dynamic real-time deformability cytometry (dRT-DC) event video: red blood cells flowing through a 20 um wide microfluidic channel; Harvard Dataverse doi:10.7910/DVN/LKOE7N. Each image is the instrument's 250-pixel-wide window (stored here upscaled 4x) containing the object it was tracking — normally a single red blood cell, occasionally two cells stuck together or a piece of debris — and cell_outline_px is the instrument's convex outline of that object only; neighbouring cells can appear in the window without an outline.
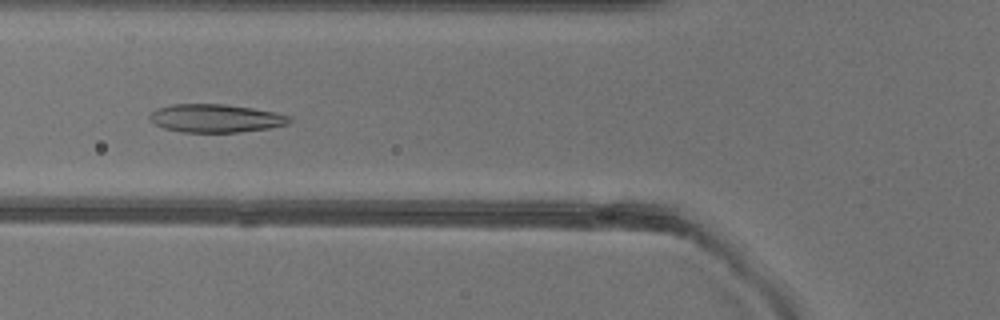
{"species": "common noctule bat (a hibernating species)", "species_latin": "Nyctalus noctula", "temperature_condition": "warm", "stored_images_in_passage": 29, "camera_frame_rate_fps": 3000, "um_per_image_px": 0.085, "animal": {"sex": "female"}, "frame": {"image": 1, "passage_image": 7, "time_ms": 2.0, "image_size_px": [1000, 320], "cell_outline_px": [[292, 120], [288, 124], [268, 128], [240, 132], [180, 132], [164, 128], [156, 124], [148, 116], [156, 108], [172, 104], [224, 104], [252, 108], [292, 116]], "centroid_in_image_um": [18.33, 10.05], "position_along_channel_um": 107.5, "area_um2": 22.89}}
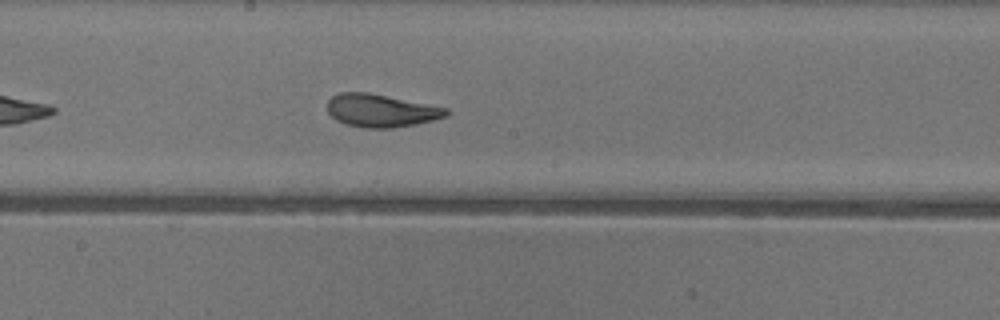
{"frame": {"image": 2, "passage_image": 15, "time_ms": 4.667, "image_size_px": [1000, 320], "cell_outline_px": [[448, 116], [416, 124], [392, 128], [364, 128], [344, 124], [336, 120], [328, 112], [328, 100], [332, 96], [340, 92], [368, 92], [448, 108]], "centroid_in_image_um": [32.37, 9.4], "position_along_channel_um": 215.8, "area_um2": 22.77}}
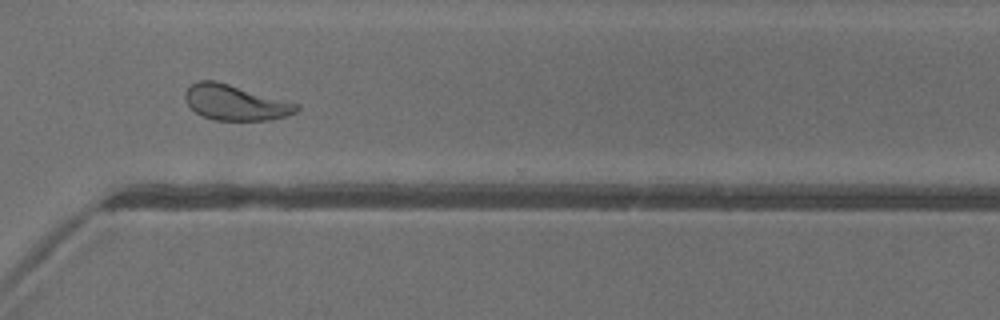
{"frame": {"image": 3, "passage_image": 25, "time_ms": 8.0, "image_size_px": [1000, 320], "cell_outline_px": [[300, 108], [296, 112], [284, 116], [268, 120], [216, 120], [204, 116], [196, 112], [184, 100], [184, 92], [192, 84], [200, 80], [216, 80], [300, 104]], "centroid_in_image_um": [20.0, 8.7], "position_along_channel_um": 350.6, "area_um2": 22.89}, "authors_computed_cell_mechanics": {"area_um2": 22.7732, "velocity_mm_per_s": 4.0568, "shape_relaxation_time_tau1_ms": 3.5484, "shape_relaxation_time_tau2_ms": 1.2095, "deformation_change_tau1": 0.1536, "deformation_change_tau2": 0.0698}}